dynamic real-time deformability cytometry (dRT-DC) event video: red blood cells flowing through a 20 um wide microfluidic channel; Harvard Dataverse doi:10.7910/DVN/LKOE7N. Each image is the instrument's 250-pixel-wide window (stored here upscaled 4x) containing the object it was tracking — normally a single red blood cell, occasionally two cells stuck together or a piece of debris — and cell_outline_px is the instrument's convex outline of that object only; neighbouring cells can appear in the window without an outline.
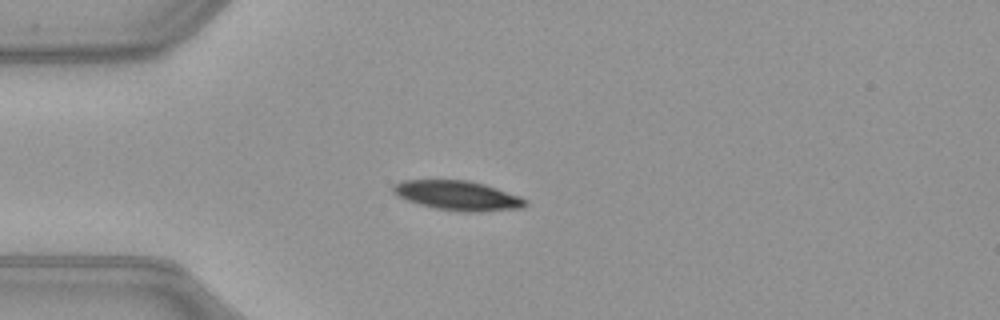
{"species": "common noctule bat (a hibernating species)", "species_latin": "Nyctalus noctula", "temperature_condition": "warm", "stored_images_in_passage": 39, "camera_frame_rate_fps": 3000, "um_per_image_px": 0.085, "animal": {"sex": "female", "body_mass_g": 21.9}, "frame": {"image": 1, "passage_image": 1, "time_ms": 0.0, "image_size_px": [1000, 320], "cell_outline_px": [[528, 204], [524, 208], [480, 212], [460, 212], [436, 208], [420, 204], [408, 200], [392, 192], [392, 184], [404, 180], [468, 180], [484, 184], [520, 196], [528, 200]], "centroid_in_image_um": [38.95, 16.63], "position_along_channel_um": 46.1, "area_um2": 22.83}}
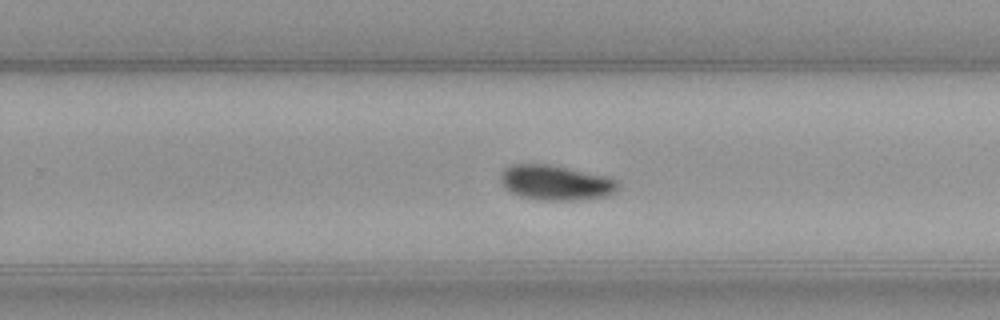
{"frame": {"image": 2, "passage_image": 20, "time_ms": 6.333, "image_size_px": [1000, 320], "cell_outline_px": [[620, 188], [616, 192], [608, 196], [580, 200], [540, 200], [520, 196], [504, 188], [500, 180], [500, 172], [504, 168], [512, 164], [548, 164], [608, 176], [616, 180], [620, 184]], "centroid_in_image_um": [47.26, 15.53], "position_along_channel_um": 282.5, "area_um2": 24.28}}
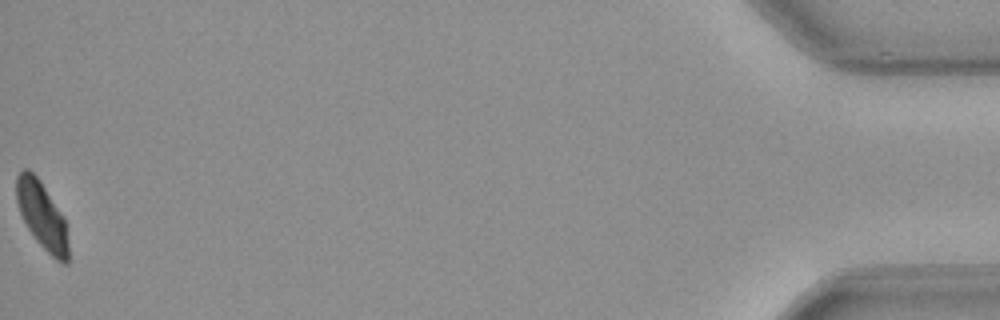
{"frame": {"image": 3, "passage_image": 39, "time_ms": 12.667, "image_size_px": [1000, 320], "cell_outline_px": [[68, 264], [64, 264], [56, 260], [36, 240], [28, 228], [20, 212], [16, 200], [16, 176], [24, 168], [28, 168], [40, 180], [64, 216], [68, 244]], "centroid_in_image_um": [3.57, 18.3], "position_along_channel_um": 431.6, "area_um2": 20.23}, "authors_computed_cell_mechanics": {"area_um2": 23.4668, "velocity_mm_per_s": 4.0041, "shape_relaxation_time_tau1_ms": 2.5792, "shape_relaxation_time_tau2_ms": null, "deformation_change_tau1": 0.1058, "deformation_change_tau2": null}}